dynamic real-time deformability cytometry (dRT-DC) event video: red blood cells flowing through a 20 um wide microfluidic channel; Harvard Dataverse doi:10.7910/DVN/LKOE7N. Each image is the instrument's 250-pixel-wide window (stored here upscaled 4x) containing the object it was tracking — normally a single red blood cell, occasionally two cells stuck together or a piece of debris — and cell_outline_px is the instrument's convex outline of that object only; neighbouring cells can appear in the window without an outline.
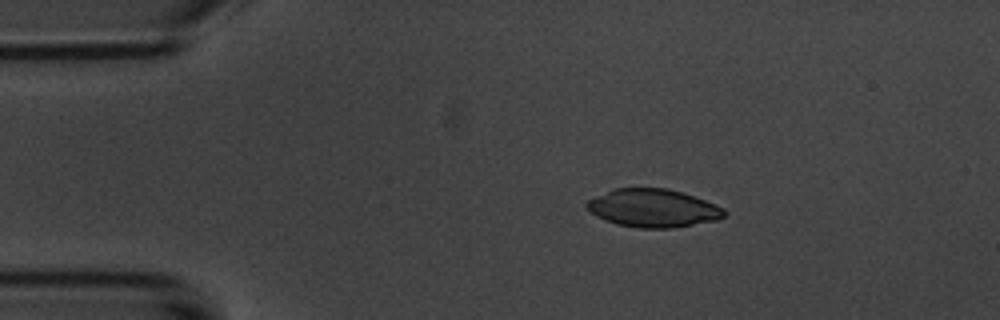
{"species": "common noctule bat (a hibernating species)", "species_latin": "Nyctalus noctula", "temperature_condition": "room temperature", "stored_images_in_passage": 9, "camera_frame_rate_fps": 3000, "um_per_image_px": 0.085, "animal": {"sex": "male", "body_mass_g": 20.1, "forearm_length_mm": 53.5}, "frame": {"image": 1, "passage_image": 2, "time_ms": 2.0, "image_size_px": [1000, 320], "cell_outline_px": [[728, 212], [724, 216], [716, 220], [672, 228], [640, 228], [616, 224], [604, 220], [596, 216], [584, 204], [588, 200], [612, 188], [668, 188], [716, 204], [724, 208]], "centroid_in_image_um": [55.5, 17.69], "position_along_channel_um": 29.5, "area_um2": 30.46}}